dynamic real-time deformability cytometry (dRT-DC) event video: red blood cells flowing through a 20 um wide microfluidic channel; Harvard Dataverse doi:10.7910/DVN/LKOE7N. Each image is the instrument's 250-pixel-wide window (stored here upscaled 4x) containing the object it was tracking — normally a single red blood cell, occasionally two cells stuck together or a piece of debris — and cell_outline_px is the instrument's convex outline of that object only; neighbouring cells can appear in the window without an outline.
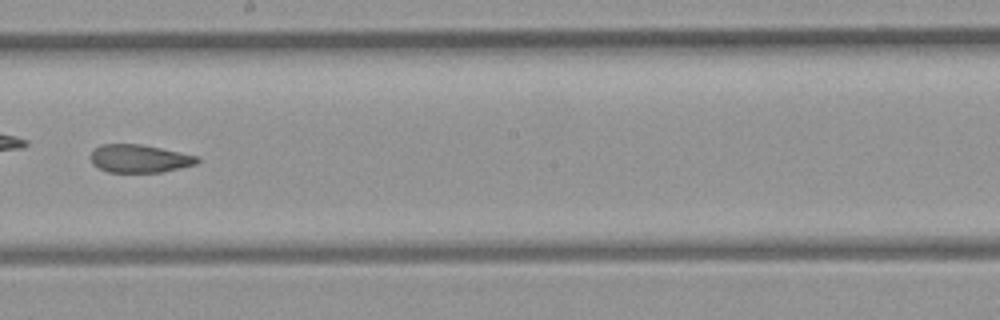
{"species": "common noctule bat (a hibernating species)", "species_latin": "Nyctalus noctula", "temperature_condition": "room temperature", "stored_images_in_passage": 32, "camera_frame_rate_fps": 3000, "um_per_image_px": 0.085, "animal": {"sex": "female", "body_mass_g": 21.9}, "frame": {"image": 1, "passage_image": 14, "time_ms": 4.333, "image_size_px": [1000, 320], "cell_outline_px": [[200, 160], [196, 164], [180, 168], [160, 172], [108, 172], [92, 164], [92, 148], [100, 144], [140, 144], [200, 156]], "centroid_in_image_um": [11.86, 13.47], "position_along_channel_um": 236.3, "area_um2": 17.4}}
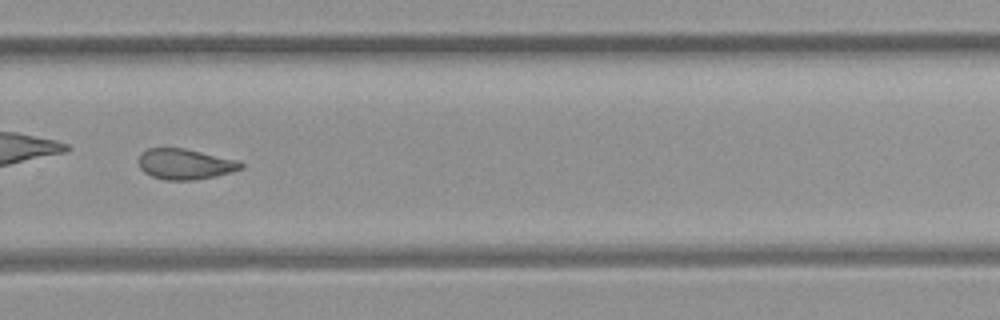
{"frame": {"image": 2, "passage_image": 19, "time_ms": 6.0, "image_size_px": [1000, 320], "cell_outline_px": [[244, 168], [216, 176], [192, 180], [164, 180], [152, 176], [144, 172], [140, 168], [140, 152], [148, 148], [184, 148], [240, 160], [244, 164]], "centroid_in_image_um": [15.76, 13.94], "position_along_channel_um": 314.0, "area_um2": 18.32}}